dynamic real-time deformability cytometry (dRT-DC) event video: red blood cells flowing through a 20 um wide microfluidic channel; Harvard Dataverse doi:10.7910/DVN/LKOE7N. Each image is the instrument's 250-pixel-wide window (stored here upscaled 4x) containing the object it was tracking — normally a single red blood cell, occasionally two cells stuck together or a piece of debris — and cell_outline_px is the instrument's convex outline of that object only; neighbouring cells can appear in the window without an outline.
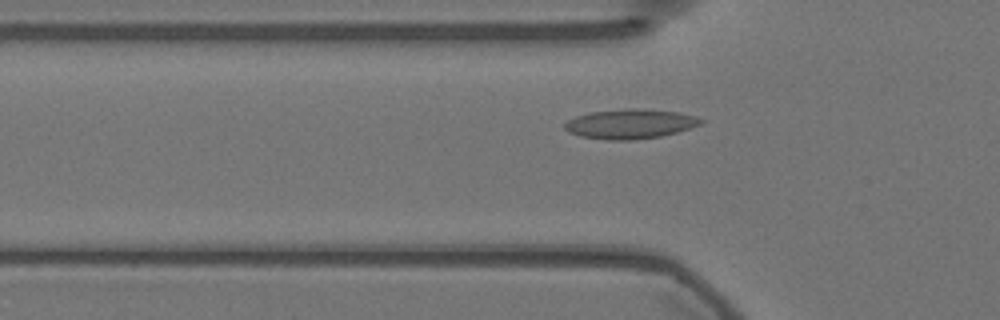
{"species": "Egyptian fruit bat (a non-hibernating species)", "species_latin": "Rousettus aegyptiacus", "temperature_condition": "warm", "stored_images_in_passage": 40, "camera_frame_rate_fps": 3000, "um_per_image_px": 0.085, "animal": {"sex": "female"}, "frame": {"image": 1, "passage_image": 12, "time_ms": 3.667, "image_size_px": [1000, 320], "cell_outline_px": [[704, 120], [700, 124], [676, 132], [660, 136], [628, 140], [608, 140], [580, 136], [568, 132], [564, 128], [564, 124], [568, 120], [576, 116], [592, 112], [628, 108], [636, 108], [680, 112], [696, 116]], "centroid_in_image_um": [53.55, 10.52], "position_along_channel_um": 72.3, "area_um2": 23.29}}
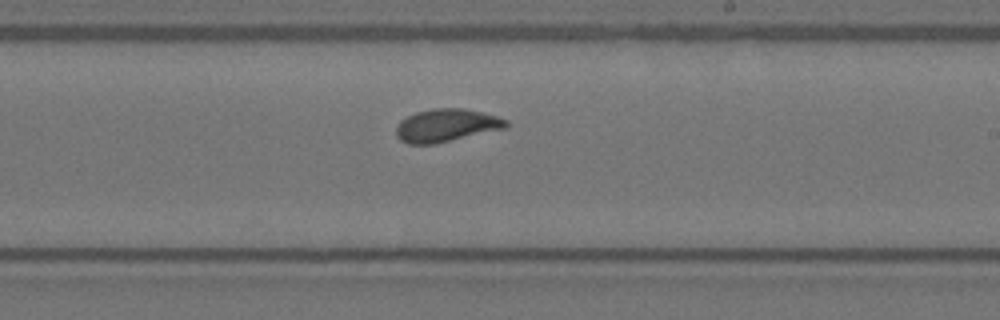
{"frame": {"image": 2, "passage_image": 27, "time_ms": 8.667, "image_size_px": [1000, 320], "cell_outline_px": [[508, 124], [504, 128], [436, 144], [408, 144], [400, 140], [396, 136], [396, 124], [400, 120], [416, 112], [432, 108], [464, 108], [496, 116], [508, 120]], "centroid_in_image_um": [37.89, 10.66], "position_along_channel_um": 251.1, "area_um2": 21.04}}
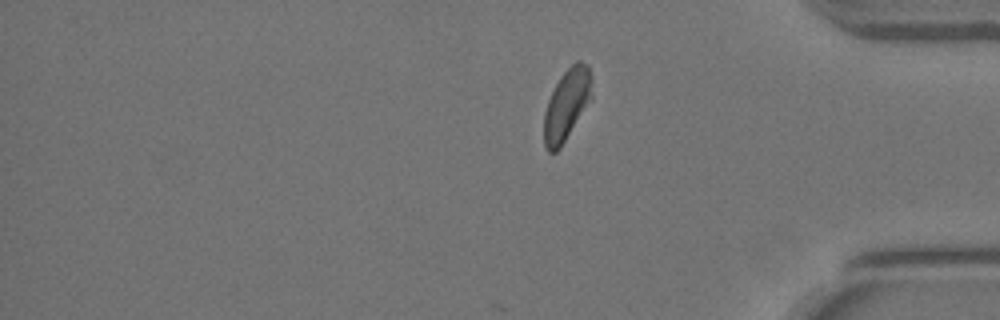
{"frame": {"image": 3, "passage_image": 40, "time_ms": 13.0, "image_size_px": [1000, 320], "cell_outline_px": [[592, 100], [560, 148], [556, 152], [548, 152], [544, 144], [544, 112], [548, 100], [556, 84], [564, 72], [576, 60], [580, 60], [588, 64], [592, 76]], "centroid_in_image_um": [48.2, 8.88], "position_along_channel_um": 387.0, "area_um2": 20.11}, "authors_computed_cell_mechanics": {"area_um2": 21.0392, "velocity_mm_per_s": 3.5703, "shape_relaxation_time_tau1_ms": 6.4131, "shape_relaxation_time_tau2_ms": 1.0073, "deformation_change_tau1": 0.1508, "deformation_change_tau2": 0.0681}}